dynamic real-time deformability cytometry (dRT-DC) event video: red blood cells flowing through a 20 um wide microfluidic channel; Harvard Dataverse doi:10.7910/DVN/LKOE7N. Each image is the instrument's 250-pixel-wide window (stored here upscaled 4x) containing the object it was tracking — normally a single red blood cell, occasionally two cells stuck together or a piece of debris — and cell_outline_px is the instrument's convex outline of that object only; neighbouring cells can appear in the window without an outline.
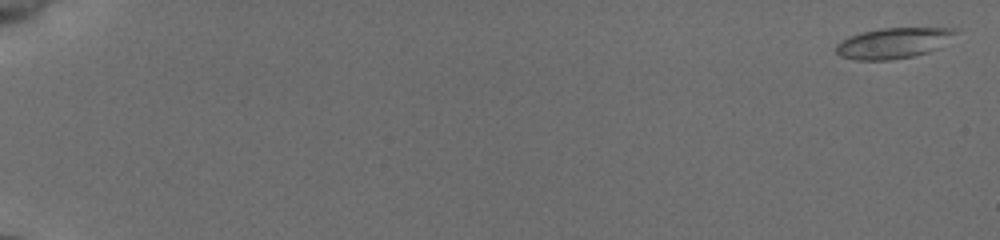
{"species": "common noctule bat (a hibernating species)", "species_latin": "Nyctalus noctula", "temperature_condition": "cold", "stored_images_in_passage": 15, "camera_frame_rate_fps": 3000, "um_per_image_px": 0.085, "animal": {"sex": "female", "body_mass_g": 19.5, "forearm_length_mm": 54.1}, "frame": {"image": 1, "passage_image": 2, "time_ms": 0.333, "image_size_px": [1000, 240], "cell_outline_px": [[960, 28], [940, 48], [928, 52], [912, 56], [888, 60], [856, 60], [840, 56], [836, 52], [836, 44], [840, 40], [848, 36], [860, 32], [880, 28]], "centroid_in_image_um": [75.9, 3.65], "position_along_channel_um": 9.1, "area_um2": 21.39}}